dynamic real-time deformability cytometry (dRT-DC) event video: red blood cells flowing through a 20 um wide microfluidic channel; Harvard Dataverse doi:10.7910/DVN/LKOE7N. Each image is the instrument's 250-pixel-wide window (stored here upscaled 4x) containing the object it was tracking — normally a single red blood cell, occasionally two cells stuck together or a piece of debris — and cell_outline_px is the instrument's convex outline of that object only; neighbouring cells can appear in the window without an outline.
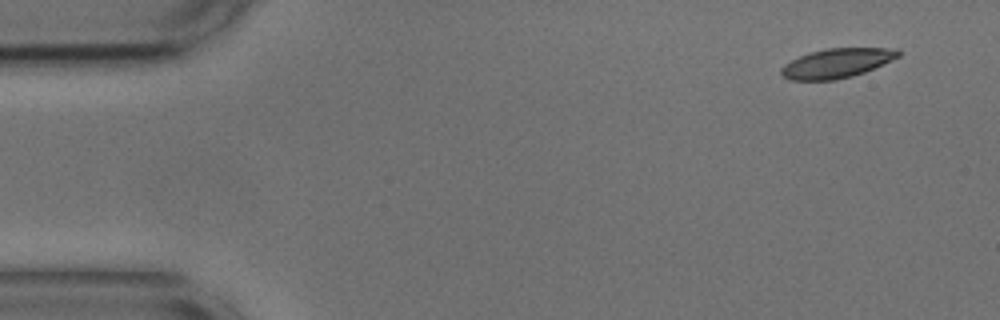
{"species": "common noctule bat (a hibernating species)", "species_latin": "Nyctalus noctula", "temperature_condition": "cold", "stored_images_in_passage": 11, "camera_frame_rate_fps": 3000, "um_per_image_px": 0.085, "animal": {"sex": "male", "body_mass_g": 17.9, "forearm_length_mm": 54.2}, "frame": {"image": 1, "passage_image": 1, "time_ms": 0.0, "image_size_px": [1000, 320], "cell_outline_px": [[900, 56], [864, 72], [852, 76], [836, 80], [788, 80], [780, 72], [780, 68], [784, 64], [800, 56], [824, 48], [896, 48], [900, 52]], "centroid_in_image_um": [71.11, 5.37], "position_along_channel_um": 13.9, "area_um2": 19.94}}
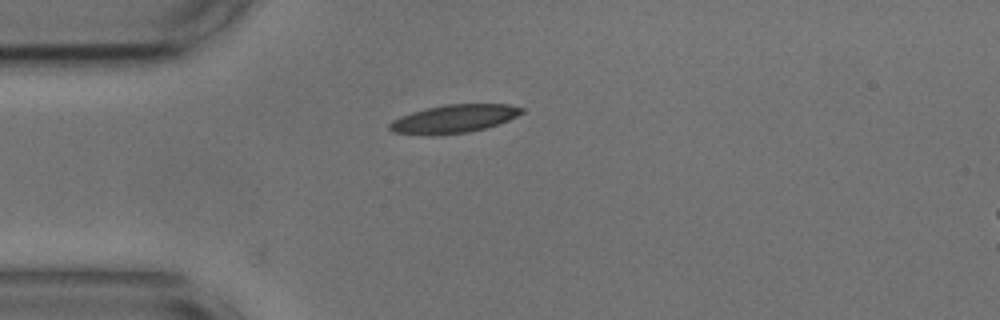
{"frame": {"image": 2, "passage_image": 11, "time_ms": 3.333, "image_size_px": [1000, 320], "cell_outline_px": [[524, 112], [508, 120], [484, 128], [468, 132], [428, 136], [392, 132], [388, 128], [388, 124], [392, 120], [400, 116], [412, 112], [428, 108], [448, 104], [508, 104], [524, 108]], "centroid_in_image_um": [38.54, 10.1], "position_along_channel_um": 46.5, "area_um2": 21.68}}